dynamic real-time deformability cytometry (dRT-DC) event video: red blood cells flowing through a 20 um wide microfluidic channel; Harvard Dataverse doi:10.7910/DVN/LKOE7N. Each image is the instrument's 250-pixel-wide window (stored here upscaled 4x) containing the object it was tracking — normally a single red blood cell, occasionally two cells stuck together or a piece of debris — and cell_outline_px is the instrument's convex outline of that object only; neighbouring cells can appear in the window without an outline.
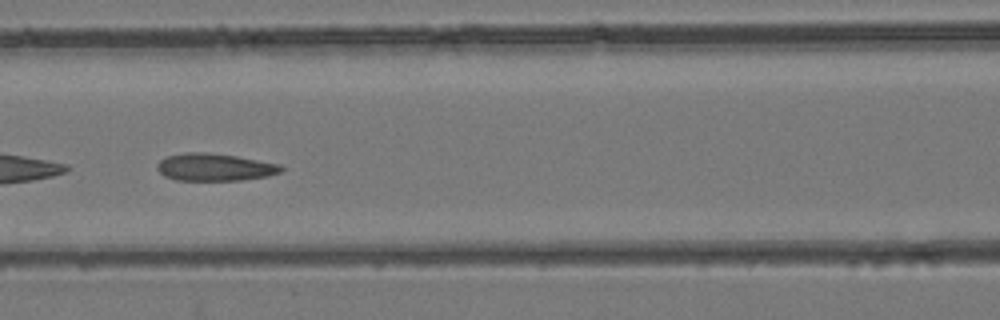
{"species": "common noctule bat (a hibernating species)", "species_latin": "Nyctalus noctula", "temperature_condition": "room temperature", "stored_images_in_passage": 23, "camera_frame_rate_fps": 3000, "um_per_image_px": 0.085, "animal": {"sex": "female", "body_mass_g": 24.6, "forearm_length_mm": 56.2}, "frame": {"image": 1, "passage_image": 7, "time_ms": 2.0, "image_size_px": [1000, 320], "cell_outline_px": [[284, 168], [280, 172], [268, 176], [240, 180], [176, 180], [164, 176], [156, 168], [156, 164], [160, 160], [168, 156], [184, 152], [208, 152], [236, 156], [280, 164]], "centroid_in_image_um": [18.23, 14.2], "position_along_channel_um": 148.4, "area_um2": 19.83}}
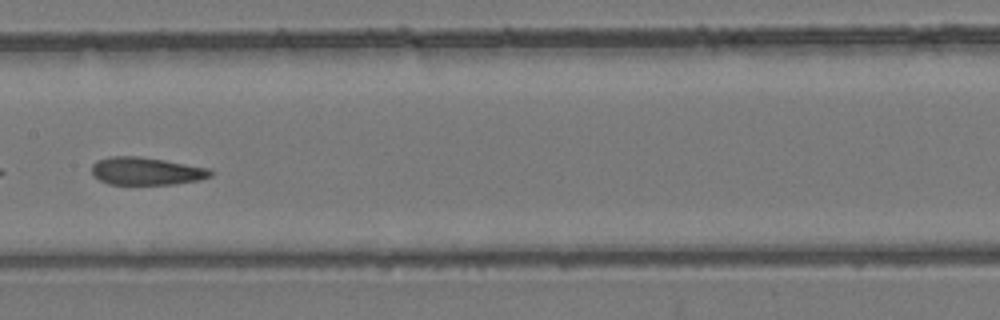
{"frame": {"image": 2, "passage_image": 10, "time_ms": 3.0, "image_size_px": [1000, 320], "cell_outline_px": [[216, 172], [212, 176], [200, 180], [176, 184], [108, 184], [100, 180], [92, 172], [92, 164], [96, 160], [108, 156], [136, 156], [164, 160], [212, 168]], "centroid_in_image_um": [12.5, 14.54], "position_along_channel_um": 194.9, "area_um2": 19.42}}
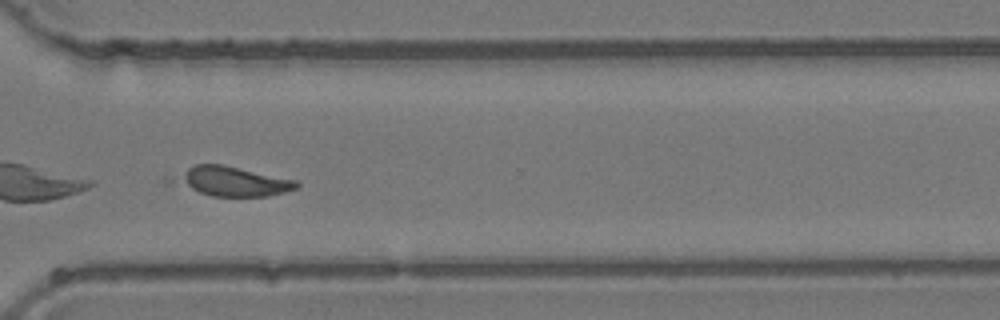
{"frame": {"image": 3, "passage_image": 20, "time_ms": 6.333, "image_size_px": [1000, 320], "cell_outline_px": [[300, 184], [296, 188], [284, 192], [268, 196], [212, 196], [168, 184], [164, 180], [164, 176], [196, 164], [224, 164], [296, 180]], "centroid_in_image_um": [19.49, 15.4], "position_along_channel_um": 351.1, "area_um2": 22.02}}